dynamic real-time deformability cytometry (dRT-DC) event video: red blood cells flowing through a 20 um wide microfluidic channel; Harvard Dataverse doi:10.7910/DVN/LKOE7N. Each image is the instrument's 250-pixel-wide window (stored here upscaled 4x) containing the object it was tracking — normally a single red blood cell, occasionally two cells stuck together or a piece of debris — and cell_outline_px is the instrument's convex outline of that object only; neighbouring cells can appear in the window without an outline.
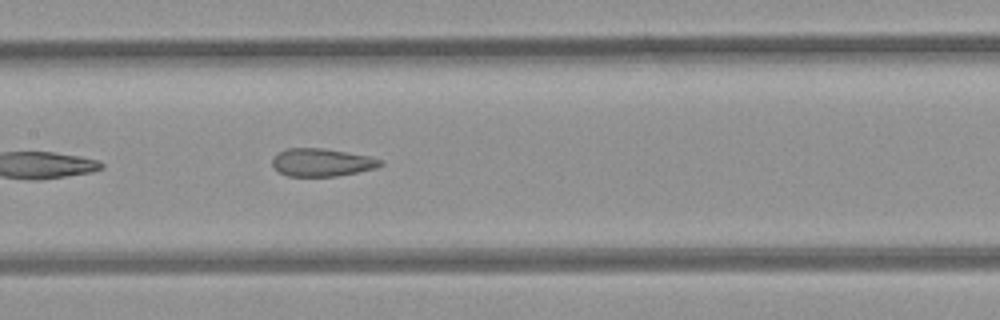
{"species": "common noctule bat (a hibernating species)", "species_latin": "Nyctalus noctula", "temperature_condition": "room temperature", "stored_images_in_passage": 8, "segment_of_instrument_passage": [2, 2], "camera_frame_rate_fps": 3000, "um_per_image_px": 0.085, "animal": {"sex": "female", "body_mass_g": 21.9}, "frame": {"image": 1, "passage_image": 8, "time_ms": 2.333, "image_size_px": [1000, 320], "cell_outline_px": [[384, 164], [376, 168], [336, 176], [288, 176], [280, 172], [272, 164], [272, 156], [276, 152], [284, 148], [324, 148], [368, 156], [384, 160]], "centroid_in_image_um": [27.33, 13.79], "position_along_channel_um": 180.1, "area_um2": 17.63}}